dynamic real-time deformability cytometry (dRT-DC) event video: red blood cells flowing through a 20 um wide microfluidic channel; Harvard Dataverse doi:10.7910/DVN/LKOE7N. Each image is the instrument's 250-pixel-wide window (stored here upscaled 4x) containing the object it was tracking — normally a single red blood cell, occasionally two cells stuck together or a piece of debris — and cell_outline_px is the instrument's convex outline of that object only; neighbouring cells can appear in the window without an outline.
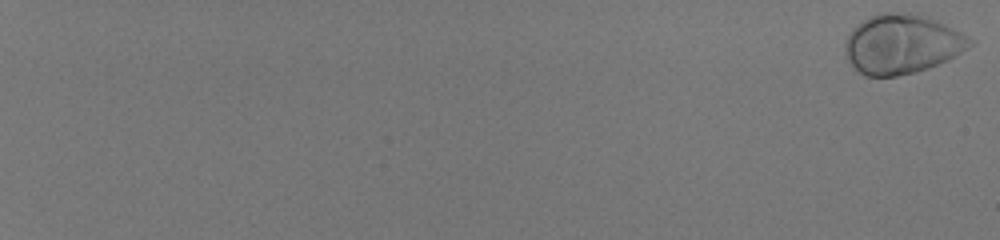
{"species": "human", "species_latin": "Homo sapiens", "temperature_condition": "room temperature", "stored_images_in_passage": 59, "camera_frame_rate_fps": 3000, "um_per_image_px": 0.085, "donor": {"sex": "male"}, "frame": {"image": 1, "passage_image": 1, "time_ms": 0.0, "image_size_px": [1000, 240], "cell_outline_px": [[976, 40], [972, 44], [948, 60], [928, 68], [916, 72], [896, 76], [864, 76], [848, 60], [844, 52], [844, 44], [852, 28], [864, 20], [880, 12], [916, 12], [928, 16]], "centroid_in_image_um": [76.66, 3.73], "position_along_channel_um": 8.3, "area_um2": 43.23}}
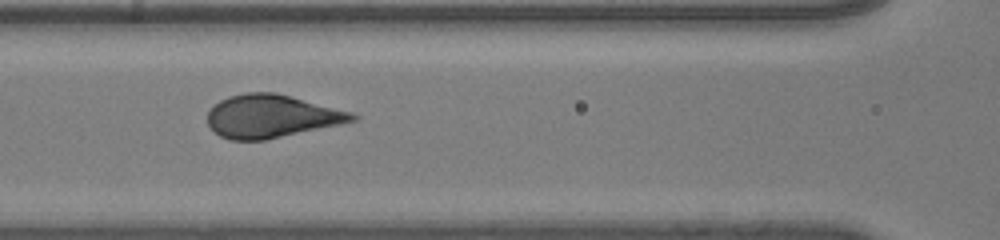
{"frame": {"image": 2, "passage_image": 34, "time_ms": 11.0, "image_size_px": [1000, 240], "cell_outline_px": [[360, 116], [356, 120], [340, 124], [264, 140], [228, 140], [220, 136], [208, 124], [208, 112], [220, 100], [228, 96], [248, 92], [276, 92], [352, 112]], "centroid_in_image_um": [23.07, 9.87], "position_along_channel_um": 143.5, "area_um2": 36.01}}
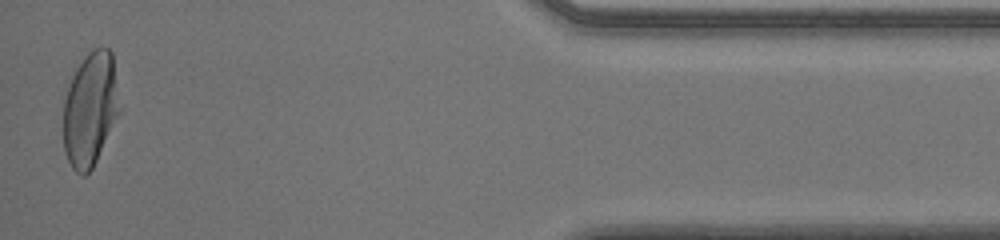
{"frame": {"image": 3, "passage_image": 59, "time_ms": 19.333, "image_size_px": [1000, 240], "cell_outline_px": [[120, 112], [92, 168], [84, 176], [80, 176], [72, 168], [64, 152], [64, 100], [72, 76], [76, 68], [84, 56], [92, 48], [108, 48], [112, 52], [120, 108]], "centroid_in_image_um": [7.66, 9.28], "position_along_channel_um": 427.5, "area_um2": 37.17}, "authors_computed_cell_mechanics": {"area_um2": 38.148, "velocity_mm_per_s": 3.971, "shape_relaxation_time_tau1_ms": 2.4034, "shape_relaxation_time_tau2_ms": null, "deformation_change_tau1": 0.1707, "deformation_change_tau2": null}}